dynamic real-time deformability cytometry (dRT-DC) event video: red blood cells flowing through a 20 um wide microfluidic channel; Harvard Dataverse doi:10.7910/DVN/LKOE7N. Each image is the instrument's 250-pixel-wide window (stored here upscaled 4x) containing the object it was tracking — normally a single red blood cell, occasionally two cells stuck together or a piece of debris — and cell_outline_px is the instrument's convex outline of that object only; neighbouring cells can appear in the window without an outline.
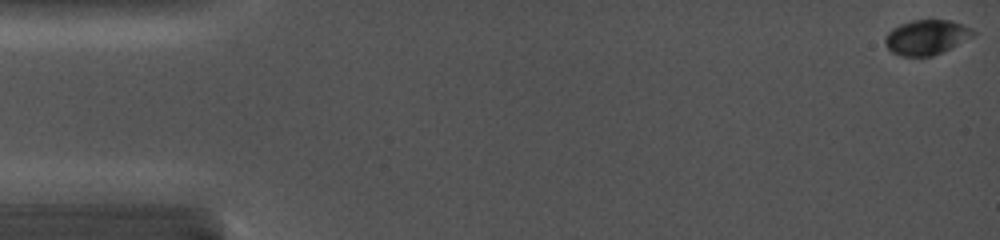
{"species": "common noctule bat (a hibernating species)", "species_latin": "Nyctalus noctula", "temperature_condition": "cold", "stored_images_in_passage": 14, "camera_frame_rate_fps": 5000, "um_per_image_px": 0.085, "animal": {"sex": "female", "body_mass_g": 19.0, "forearm_length_mm": 56.7}, "frame": {"image": 1, "passage_image": 1, "time_ms": 0.0, "image_size_px": [1000, 240], "cell_outline_px": [[976, 32], [972, 36], [932, 56], [900, 56], [892, 52], [884, 44], [884, 36], [892, 28], [900, 24], [912, 20], [948, 20], [972, 28]], "centroid_in_image_um": [78.68, 3.16], "position_along_channel_um": 6.3, "area_um2": 17.63}}
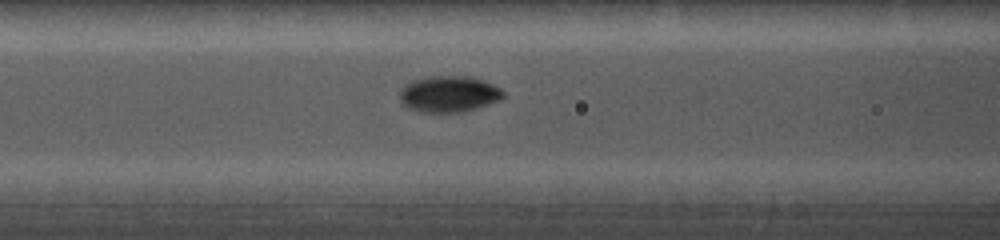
{"frame": {"image": 2, "passage_image": 10, "time_ms": 6.6, "image_size_px": [1000, 240], "cell_outline_px": [[504, 96], [500, 100], [464, 112], [420, 112], [408, 108], [400, 100], [400, 88], [404, 84], [412, 80], [428, 76], [472, 76], [484, 80], [500, 88], [504, 92]], "centroid_in_image_um": [38.14, 7.98], "position_along_channel_um": 128.5, "area_um2": 22.08}}
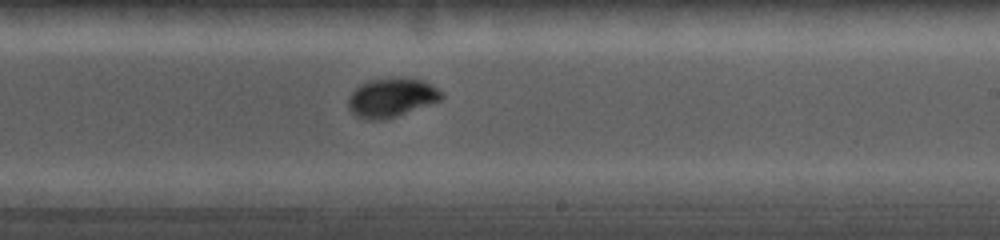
{"frame": {"image": 3, "passage_image": 14, "time_ms": 9.8, "image_size_px": [1000, 240], "cell_outline_px": [[444, 96], [440, 100], [396, 116], [384, 120], [364, 120], [356, 116], [348, 108], [348, 96], [360, 84], [368, 80], [424, 80], [444, 92]], "centroid_in_image_um": [33.25, 8.34], "position_along_channel_um": 255.8, "area_um2": 20.69}}